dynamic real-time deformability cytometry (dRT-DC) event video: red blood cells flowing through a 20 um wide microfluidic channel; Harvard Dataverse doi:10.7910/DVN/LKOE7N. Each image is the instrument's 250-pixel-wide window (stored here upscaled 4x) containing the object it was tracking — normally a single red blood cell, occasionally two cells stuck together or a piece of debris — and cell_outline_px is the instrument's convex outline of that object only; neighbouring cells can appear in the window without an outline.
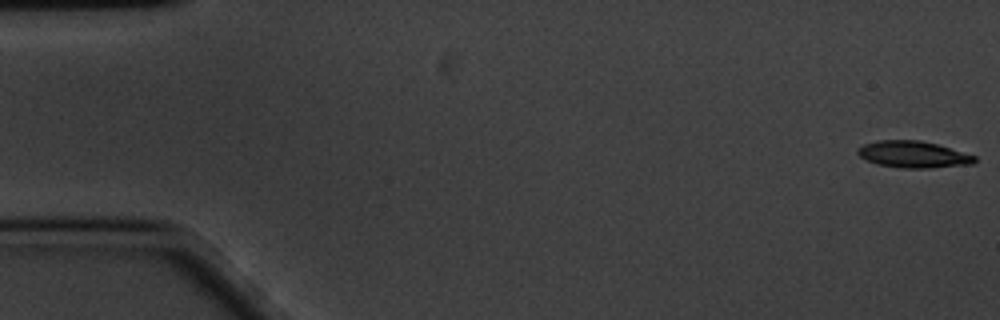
{"species": "common noctule bat (a hibernating species)", "species_latin": "Nyctalus noctula", "temperature_condition": "cold", "stored_images_in_passage": 18, "camera_frame_rate_fps": 3000, "um_per_image_px": 0.085, "animal": {"sex": "male", "body_mass_g": 20.1, "forearm_length_mm": 53.5}, "frame": {"image": 1, "passage_image": 1, "time_ms": 0.0, "image_size_px": [1000, 320], "cell_outline_px": [[976, 160], [972, 164], [932, 168], [900, 168], [876, 164], [860, 156], [856, 152], [856, 148], [864, 144], [880, 140], [920, 140], [936, 144], [976, 156]], "centroid_in_image_um": [77.6, 13.13], "position_along_channel_um": 7.4, "area_um2": 18.15}}
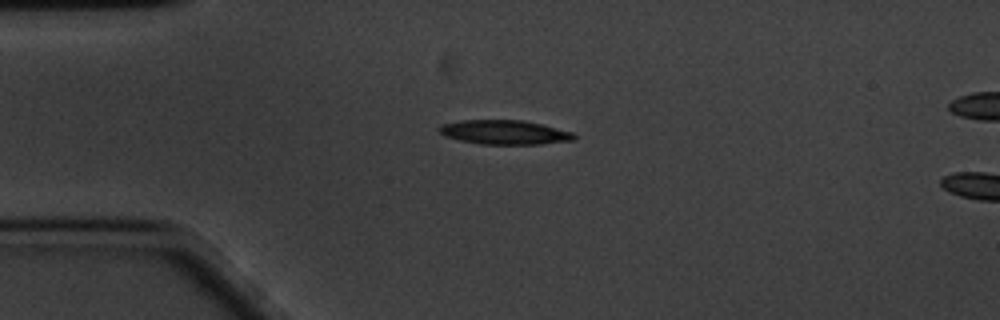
{"frame": {"image": 2, "passage_image": 14, "time_ms": 4.333, "image_size_px": [1000, 320], "cell_outline_px": [[576, 136], [572, 140], [540, 144], [480, 144], [460, 140], [444, 136], [436, 128], [444, 124], [464, 120], [520, 120], [540, 124], [572, 132]], "centroid_in_image_um": [42.85, 11.25], "position_along_channel_um": 42.2, "area_um2": 18.79}}